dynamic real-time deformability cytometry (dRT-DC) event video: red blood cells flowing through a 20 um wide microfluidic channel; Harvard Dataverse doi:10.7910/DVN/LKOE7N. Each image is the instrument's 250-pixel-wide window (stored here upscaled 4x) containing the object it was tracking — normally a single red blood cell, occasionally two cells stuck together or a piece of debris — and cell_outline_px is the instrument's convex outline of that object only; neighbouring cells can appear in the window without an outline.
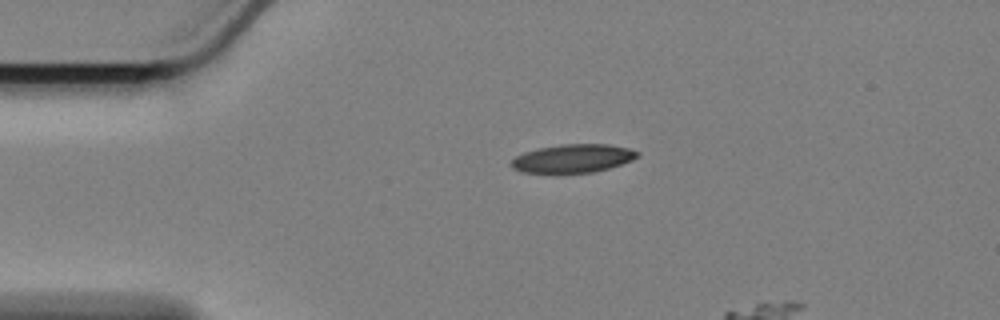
{"species": "Egyptian fruit bat (a non-hibernating species)", "species_latin": "Rousettus aegyptiacus", "temperature_condition": "cold", "stored_images_in_passage": 10, "camera_frame_rate_fps": 3000, "um_per_image_px": 0.085, "animal": {"sex": "female"}, "frame": {"image": 1, "passage_image": 1, "time_ms": 0.0, "image_size_px": [1000, 320], "cell_outline_px": [[640, 156], [632, 160], [608, 168], [592, 172], [520, 172], [512, 168], [508, 164], [516, 156], [524, 152], [540, 148], [560, 144], [608, 144], [628, 148], [640, 152]], "centroid_in_image_um": [48.69, 13.45], "position_along_channel_um": 36.3, "area_um2": 20.69}}
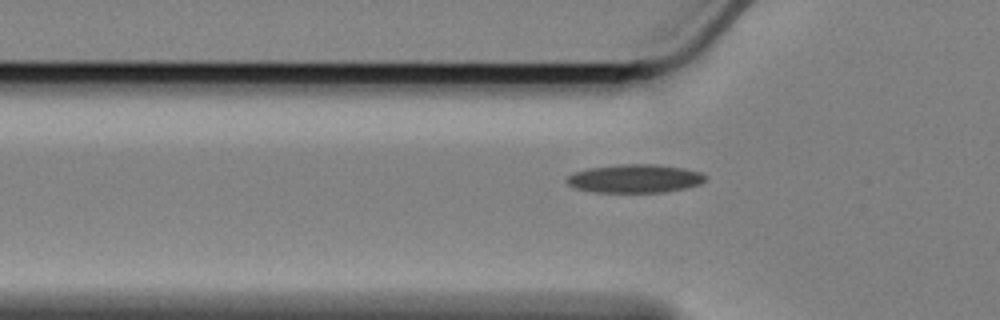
{"frame": {"image": 2, "passage_image": 7, "time_ms": 2.0, "image_size_px": [1000, 320], "cell_outline_px": [[708, 176], [700, 184], [684, 188], [664, 192], [596, 192], [576, 188], [568, 184], [564, 180], [572, 172], [588, 168], [620, 164], [656, 164], [684, 168], [700, 172]], "centroid_in_image_um": [53.94, 15.17], "position_along_channel_um": 71.9, "area_um2": 23.0}}